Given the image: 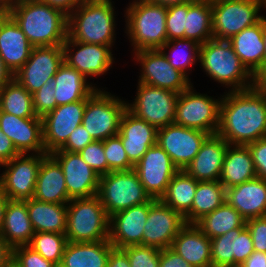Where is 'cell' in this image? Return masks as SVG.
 Listing matches in <instances>:
<instances>
[{"label": "cell", "instance_id": "obj_1", "mask_svg": "<svg viewBox=\"0 0 266 267\" xmlns=\"http://www.w3.org/2000/svg\"><path fill=\"white\" fill-rule=\"evenodd\" d=\"M217 134L229 145H247L266 137V96L256 85L225 90Z\"/></svg>", "mask_w": 266, "mask_h": 267}, {"label": "cell", "instance_id": "obj_2", "mask_svg": "<svg viewBox=\"0 0 266 267\" xmlns=\"http://www.w3.org/2000/svg\"><path fill=\"white\" fill-rule=\"evenodd\" d=\"M33 47L62 45L67 39L68 15L37 0H20L4 9Z\"/></svg>", "mask_w": 266, "mask_h": 267}, {"label": "cell", "instance_id": "obj_3", "mask_svg": "<svg viewBox=\"0 0 266 267\" xmlns=\"http://www.w3.org/2000/svg\"><path fill=\"white\" fill-rule=\"evenodd\" d=\"M114 5L112 0H84L68 15L67 37L76 42L106 45L113 49L118 14Z\"/></svg>", "mask_w": 266, "mask_h": 267}, {"label": "cell", "instance_id": "obj_4", "mask_svg": "<svg viewBox=\"0 0 266 267\" xmlns=\"http://www.w3.org/2000/svg\"><path fill=\"white\" fill-rule=\"evenodd\" d=\"M124 10L125 32L131 53L140 50L160 49L167 40V7L148 0H132Z\"/></svg>", "mask_w": 266, "mask_h": 267}, {"label": "cell", "instance_id": "obj_5", "mask_svg": "<svg viewBox=\"0 0 266 267\" xmlns=\"http://www.w3.org/2000/svg\"><path fill=\"white\" fill-rule=\"evenodd\" d=\"M200 68L211 80L228 88L244 90L255 85V77L246 69L228 40L211 39L200 45Z\"/></svg>", "mask_w": 266, "mask_h": 267}, {"label": "cell", "instance_id": "obj_6", "mask_svg": "<svg viewBox=\"0 0 266 267\" xmlns=\"http://www.w3.org/2000/svg\"><path fill=\"white\" fill-rule=\"evenodd\" d=\"M109 222L98 195L71 199L67 203L65 235L70 242L108 240Z\"/></svg>", "mask_w": 266, "mask_h": 267}, {"label": "cell", "instance_id": "obj_7", "mask_svg": "<svg viewBox=\"0 0 266 267\" xmlns=\"http://www.w3.org/2000/svg\"><path fill=\"white\" fill-rule=\"evenodd\" d=\"M104 89H96L86 99L82 120L85 130L95 141L117 135L121 117L127 109V100L106 91L105 87Z\"/></svg>", "mask_w": 266, "mask_h": 267}, {"label": "cell", "instance_id": "obj_8", "mask_svg": "<svg viewBox=\"0 0 266 267\" xmlns=\"http://www.w3.org/2000/svg\"><path fill=\"white\" fill-rule=\"evenodd\" d=\"M97 195L109 217L151 199L134 169L100 176Z\"/></svg>", "mask_w": 266, "mask_h": 267}, {"label": "cell", "instance_id": "obj_9", "mask_svg": "<svg viewBox=\"0 0 266 267\" xmlns=\"http://www.w3.org/2000/svg\"><path fill=\"white\" fill-rule=\"evenodd\" d=\"M222 95L213 98L196 92L193 83L178 96L174 124L216 134Z\"/></svg>", "mask_w": 266, "mask_h": 267}, {"label": "cell", "instance_id": "obj_10", "mask_svg": "<svg viewBox=\"0 0 266 267\" xmlns=\"http://www.w3.org/2000/svg\"><path fill=\"white\" fill-rule=\"evenodd\" d=\"M261 0H220L212 2L213 39L229 40L258 23L264 15Z\"/></svg>", "mask_w": 266, "mask_h": 267}, {"label": "cell", "instance_id": "obj_11", "mask_svg": "<svg viewBox=\"0 0 266 267\" xmlns=\"http://www.w3.org/2000/svg\"><path fill=\"white\" fill-rule=\"evenodd\" d=\"M133 101L127 100V109L147 123L160 129L173 124L179 93L137 83Z\"/></svg>", "mask_w": 266, "mask_h": 267}, {"label": "cell", "instance_id": "obj_12", "mask_svg": "<svg viewBox=\"0 0 266 267\" xmlns=\"http://www.w3.org/2000/svg\"><path fill=\"white\" fill-rule=\"evenodd\" d=\"M47 154H19L0 165V189L9 200L33 198L38 171Z\"/></svg>", "mask_w": 266, "mask_h": 267}, {"label": "cell", "instance_id": "obj_13", "mask_svg": "<svg viewBox=\"0 0 266 267\" xmlns=\"http://www.w3.org/2000/svg\"><path fill=\"white\" fill-rule=\"evenodd\" d=\"M134 63L140 64L138 83L181 93L192 82L179 70L173 68L159 49L140 50L132 53Z\"/></svg>", "mask_w": 266, "mask_h": 267}, {"label": "cell", "instance_id": "obj_14", "mask_svg": "<svg viewBox=\"0 0 266 267\" xmlns=\"http://www.w3.org/2000/svg\"><path fill=\"white\" fill-rule=\"evenodd\" d=\"M63 62L62 45L33 47L29 59L13 78L34 94L44 83L53 79Z\"/></svg>", "mask_w": 266, "mask_h": 267}, {"label": "cell", "instance_id": "obj_15", "mask_svg": "<svg viewBox=\"0 0 266 267\" xmlns=\"http://www.w3.org/2000/svg\"><path fill=\"white\" fill-rule=\"evenodd\" d=\"M62 47L64 62L82 73L87 80L106 75L115 63V54H112L110 46L76 42L67 37Z\"/></svg>", "mask_w": 266, "mask_h": 267}, {"label": "cell", "instance_id": "obj_16", "mask_svg": "<svg viewBox=\"0 0 266 267\" xmlns=\"http://www.w3.org/2000/svg\"><path fill=\"white\" fill-rule=\"evenodd\" d=\"M209 135L204 131L173 123L157 129L156 143L167 152L179 170H184Z\"/></svg>", "mask_w": 266, "mask_h": 267}, {"label": "cell", "instance_id": "obj_17", "mask_svg": "<svg viewBox=\"0 0 266 267\" xmlns=\"http://www.w3.org/2000/svg\"><path fill=\"white\" fill-rule=\"evenodd\" d=\"M184 216L161 199L152 198L144 225L143 245L158 249L170 248L174 238L186 225Z\"/></svg>", "mask_w": 266, "mask_h": 267}, {"label": "cell", "instance_id": "obj_18", "mask_svg": "<svg viewBox=\"0 0 266 267\" xmlns=\"http://www.w3.org/2000/svg\"><path fill=\"white\" fill-rule=\"evenodd\" d=\"M145 191L151 198L161 199L168 184L179 169L157 143L151 146L134 166Z\"/></svg>", "mask_w": 266, "mask_h": 267}, {"label": "cell", "instance_id": "obj_19", "mask_svg": "<svg viewBox=\"0 0 266 267\" xmlns=\"http://www.w3.org/2000/svg\"><path fill=\"white\" fill-rule=\"evenodd\" d=\"M86 99L57 106L42 118L43 143L47 154L60 149L82 124Z\"/></svg>", "mask_w": 266, "mask_h": 267}, {"label": "cell", "instance_id": "obj_20", "mask_svg": "<svg viewBox=\"0 0 266 267\" xmlns=\"http://www.w3.org/2000/svg\"><path fill=\"white\" fill-rule=\"evenodd\" d=\"M50 155L62 168L70 199L88 198L98 194L100 175L81 158L79 153L55 150Z\"/></svg>", "mask_w": 266, "mask_h": 267}, {"label": "cell", "instance_id": "obj_21", "mask_svg": "<svg viewBox=\"0 0 266 267\" xmlns=\"http://www.w3.org/2000/svg\"><path fill=\"white\" fill-rule=\"evenodd\" d=\"M152 198L110 216L108 240L114 248L123 249L132 245H143L144 225L148 217Z\"/></svg>", "mask_w": 266, "mask_h": 267}, {"label": "cell", "instance_id": "obj_22", "mask_svg": "<svg viewBox=\"0 0 266 267\" xmlns=\"http://www.w3.org/2000/svg\"><path fill=\"white\" fill-rule=\"evenodd\" d=\"M0 129L20 154H47L42 118H20L0 111Z\"/></svg>", "mask_w": 266, "mask_h": 267}, {"label": "cell", "instance_id": "obj_23", "mask_svg": "<svg viewBox=\"0 0 266 267\" xmlns=\"http://www.w3.org/2000/svg\"><path fill=\"white\" fill-rule=\"evenodd\" d=\"M253 252L252 237L246 226L211 239L212 267L243 264Z\"/></svg>", "mask_w": 266, "mask_h": 267}, {"label": "cell", "instance_id": "obj_24", "mask_svg": "<svg viewBox=\"0 0 266 267\" xmlns=\"http://www.w3.org/2000/svg\"><path fill=\"white\" fill-rule=\"evenodd\" d=\"M32 48L19 25L4 10L0 14V56L13 76L29 59Z\"/></svg>", "mask_w": 266, "mask_h": 267}, {"label": "cell", "instance_id": "obj_25", "mask_svg": "<svg viewBox=\"0 0 266 267\" xmlns=\"http://www.w3.org/2000/svg\"><path fill=\"white\" fill-rule=\"evenodd\" d=\"M130 163L135 166L157 140V129L126 109L120 120L119 133Z\"/></svg>", "mask_w": 266, "mask_h": 267}, {"label": "cell", "instance_id": "obj_26", "mask_svg": "<svg viewBox=\"0 0 266 267\" xmlns=\"http://www.w3.org/2000/svg\"><path fill=\"white\" fill-rule=\"evenodd\" d=\"M228 145L217 133L209 135L184 171L197 181H219Z\"/></svg>", "mask_w": 266, "mask_h": 267}, {"label": "cell", "instance_id": "obj_27", "mask_svg": "<svg viewBox=\"0 0 266 267\" xmlns=\"http://www.w3.org/2000/svg\"><path fill=\"white\" fill-rule=\"evenodd\" d=\"M226 202L246 220L266 216V180H253L226 189Z\"/></svg>", "mask_w": 266, "mask_h": 267}, {"label": "cell", "instance_id": "obj_28", "mask_svg": "<svg viewBox=\"0 0 266 267\" xmlns=\"http://www.w3.org/2000/svg\"><path fill=\"white\" fill-rule=\"evenodd\" d=\"M246 69L256 77L264 69L263 18L228 40Z\"/></svg>", "mask_w": 266, "mask_h": 267}, {"label": "cell", "instance_id": "obj_29", "mask_svg": "<svg viewBox=\"0 0 266 267\" xmlns=\"http://www.w3.org/2000/svg\"><path fill=\"white\" fill-rule=\"evenodd\" d=\"M192 267H212L211 239L195 224H186L170 247Z\"/></svg>", "mask_w": 266, "mask_h": 267}, {"label": "cell", "instance_id": "obj_30", "mask_svg": "<svg viewBox=\"0 0 266 267\" xmlns=\"http://www.w3.org/2000/svg\"><path fill=\"white\" fill-rule=\"evenodd\" d=\"M33 198L56 204H67L71 200L62 168L50 154L42 159Z\"/></svg>", "mask_w": 266, "mask_h": 267}, {"label": "cell", "instance_id": "obj_31", "mask_svg": "<svg viewBox=\"0 0 266 267\" xmlns=\"http://www.w3.org/2000/svg\"><path fill=\"white\" fill-rule=\"evenodd\" d=\"M52 80L58 106L87 99L96 89H100L95 83L93 84L90 80L87 81L82 73L69 67L65 62L59 67Z\"/></svg>", "mask_w": 266, "mask_h": 267}, {"label": "cell", "instance_id": "obj_32", "mask_svg": "<svg viewBox=\"0 0 266 267\" xmlns=\"http://www.w3.org/2000/svg\"><path fill=\"white\" fill-rule=\"evenodd\" d=\"M0 234L11 248L30 243L35 231L30 222L26 200L8 199Z\"/></svg>", "mask_w": 266, "mask_h": 267}, {"label": "cell", "instance_id": "obj_33", "mask_svg": "<svg viewBox=\"0 0 266 267\" xmlns=\"http://www.w3.org/2000/svg\"><path fill=\"white\" fill-rule=\"evenodd\" d=\"M114 246L109 240L96 242L68 241L58 267H106Z\"/></svg>", "mask_w": 266, "mask_h": 267}, {"label": "cell", "instance_id": "obj_34", "mask_svg": "<svg viewBox=\"0 0 266 267\" xmlns=\"http://www.w3.org/2000/svg\"><path fill=\"white\" fill-rule=\"evenodd\" d=\"M257 177L247 145H228L219 182L228 189Z\"/></svg>", "mask_w": 266, "mask_h": 267}, {"label": "cell", "instance_id": "obj_35", "mask_svg": "<svg viewBox=\"0 0 266 267\" xmlns=\"http://www.w3.org/2000/svg\"><path fill=\"white\" fill-rule=\"evenodd\" d=\"M27 211L35 233H65L67 204H56L26 199Z\"/></svg>", "mask_w": 266, "mask_h": 267}, {"label": "cell", "instance_id": "obj_36", "mask_svg": "<svg viewBox=\"0 0 266 267\" xmlns=\"http://www.w3.org/2000/svg\"><path fill=\"white\" fill-rule=\"evenodd\" d=\"M226 189L219 181H198L191 210L184 216L187 224H195L226 200Z\"/></svg>", "mask_w": 266, "mask_h": 267}, {"label": "cell", "instance_id": "obj_37", "mask_svg": "<svg viewBox=\"0 0 266 267\" xmlns=\"http://www.w3.org/2000/svg\"><path fill=\"white\" fill-rule=\"evenodd\" d=\"M184 39H192L200 45L213 39L212 3L209 0L187 3Z\"/></svg>", "mask_w": 266, "mask_h": 267}, {"label": "cell", "instance_id": "obj_38", "mask_svg": "<svg viewBox=\"0 0 266 267\" xmlns=\"http://www.w3.org/2000/svg\"><path fill=\"white\" fill-rule=\"evenodd\" d=\"M195 225L210 239H213L232 229L244 228L246 219L225 201L213 212L202 217Z\"/></svg>", "mask_w": 266, "mask_h": 267}, {"label": "cell", "instance_id": "obj_39", "mask_svg": "<svg viewBox=\"0 0 266 267\" xmlns=\"http://www.w3.org/2000/svg\"><path fill=\"white\" fill-rule=\"evenodd\" d=\"M198 181L184 170H179L170 180L161 200L173 210L185 216L192 207Z\"/></svg>", "mask_w": 266, "mask_h": 267}, {"label": "cell", "instance_id": "obj_40", "mask_svg": "<svg viewBox=\"0 0 266 267\" xmlns=\"http://www.w3.org/2000/svg\"><path fill=\"white\" fill-rule=\"evenodd\" d=\"M159 50L173 68L191 81L189 74L192 71L191 67L199 61L200 44L192 39H174L167 41Z\"/></svg>", "mask_w": 266, "mask_h": 267}, {"label": "cell", "instance_id": "obj_41", "mask_svg": "<svg viewBox=\"0 0 266 267\" xmlns=\"http://www.w3.org/2000/svg\"><path fill=\"white\" fill-rule=\"evenodd\" d=\"M1 111L20 118L37 117L33 109L32 94L12 78L0 90Z\"/></svg>", "mask_w": 266, "mask_h": 267}, {"label": "cell", "instance_id": "obj_42", "mask_svg": "<svg viewBox=\"0 0 266 267\" xmlns=\"http://www.w3.org/2000/svg\"><path fill=\"white\" fill-rule=\"evenodd\" d=\"M68 239L65 233L37 232L28 244L43 258L60 265Z\"/></svg>", "mask_w": 266, "mask_h": 267}, {"label": "cell", "instance_id": "obj_43", "mask_svg": "<svg viewBox=\"0 0 266 267\" xmlns=\"http://www.w3.org/2000/svg\"><path fill=\"white\" fill-rule=\"evenodd\" d=\"M103 147L108 164V173L134 169L118 135L103 140Z\"/></svg>", "mask_w": 266, "mask_h": 267}, {"label": "cell", "instance_id": "obj_44", "mask_svg": "<svg viewBox=\"0 0 266 267\" xmlns=\"http://www.w3.org/2000/svg\"><path fill=\"white\" fill-rule=\"evenodd\" d=\"M131 267H159L160 250L152 246L132 245L122 249Z\"/></svg>", "mask_w": 266, "mask_h": 267}, {"label": "cell", "instance_id": "obj_45", "mask_svg": "<svg viewBox=\"0 0 266 267\" xmlns=\"http://www.w3.org/2000/svg\"><path fill=\"white\" fill-rule=\"evenodd\" d=\"M187 3L167 7V40L184 39L186 27Z\"/></svg>", "mask_w": 266, "mask_h": 267}, {"label": "cell", "instance_id": "obj_46", "mask_svg": "<svg viewBox=\"0 0 266 267\" xmlns=\"http://www.w3.org/2000/svg\"><path fill=\"white\" fill-rule=\"evenodd\" d=\"M55 91L53 80H51L32 94L33 109L37 117L43 118L58 106Z\"/></svg>", "mask_w": 266, "mask_h": 267}, {"label": "cell", "instance_id": "obj_47", "mask_svg": "<svg viewBox=\"0 0 266 267\" xmlns=\"http://www.w3.org/2000/svg\"><path fill=\"white\" fill-rule=\"evenodd\" d=\"M81 158L100 176L108 174L103 141H93L79 152Z\"/></svg>", "mask_w": 266, "mask_h": 267}, {"label": "cell", "instance_id": "obj_48", "mask_svg": "<svg viewBox=\"0 0 266 267\" xmlns=\"http://www.w3.org/2000/svg\"><path fill=\"white\" fill-rule=\"evenodd\" d=\"M12 259L19 267H58L53 262L43 258L28 245H20L12 248Z\"/></svg>", "mask_w": 266, "mask_h": 267}, {"label": "cell", "instance_id": "obj_49", "mask_svg": "<svg viewBox=\"0 0 266 267\" xmlns=\"http://www.w3.org/2000/svg\"><path fill=\"white\" fill-rule=\"evenodd\" d=\"M254 251L266 253V216L246 220Z\"/></svg>", "mask_w": 266, "mask_h": 267}, {"label": "cell", "instance_id": "obj_50", "mask_svg": "<svg viewBox=\"0 0 266 267\" xmlns=\"http://www.w3.org/2000/svg\"><path fill=\"white\" fill-rule=\"evenodd\" d=\"M258 178L266 180V137L247 144Z\"/></svg>", "mask_w": 266, "mask_h": 267}, {"label": "cell", "instance_id": "obj_51", "mask_svg": "<svg viewBox=\"0 0 266 267\" xmlns=\"http://www.w3.org/2000/svg\"><path fill=\"white\" fill-rule=\"evenodd\" d=\"M93 141V138L81 124L70 134L67 142L58 150L79 153Z\"/></svg>", "mask_w": 266, "mask_h": 267}, {"label": "cell", "instance_id": "obj_52", "mask_svg": "<svg viewBox=\"0 0 266 267\" xmlns=\"http://www.w3.org/2000/svg\"><path fill=\"white\" fill-rule=\"evenodd\" d=\"M159 267H192L171 248L160 250Z\"/></svg>", "mask_w": 266, "mask_h": 267}, {"label": "cell", "instance_id": "obj_53", "mask_svg": "<svg viewBox=\"0 0 266 267\" xmlns=\"http://www.w3.org/2000/svg\"><path fill=\"white\" fill-rule=\"evenodd\" d=\"M19 154L13 142L0 129V165L11 161Z\"/></svg>", "mask_w": 266, "mask_h": 267}, {"label": "cell", "instance_id": "obj_54", "mask_svg": "<svg viewBox=\"0 0 266 267\" xmlns=\"http://www.w3.org/2000/svg\"><path fill=\"white\" fill-rule=\"evenodd\" d=\"M106 267H131L127 254L118 248H113L109 254Z\"/></svg>", "mask_w": 266, "mask_h": 267}, {"label": "cell", "instance_id": "obj_55", "mask_svg": "<svg viewBox=\"0 0 266 267\" xmlns=\"http://www.w3.org/2000/svg\"><path fill=\"white\" fill-rule=\"evenodd\" d=\"M47 3L63 11L66 15H70L84 0H37Z\"/></svg>", "mask_w": 266, "mask_h": 267}, {"label": "cell", "instance_id": "obj_56", "mask_svg": "<svg viewBox=\"0 0 266 267\" xmlns=\"http://www.w3.org/2000/svg\"><path fill=\"white\" fill-rule=\"evenodd\" d=\"M242 265L244 267H266V253L254 251Z\"/></svg>", "mask_w": 266, "mask_h": 267}, {"label": "cell", "instance_id": "obj_57", "mask_svg": "<svg viewBox=\"0 0 266 267\" xmlns=\"http://www.w3.org/2000/svg\"><path fill=\"white\" fill-rule=\"evenodd\" d=\"M12 259V248L5 242L0 234V267Z\"/></svg>", "mask_w": 266, "mask_h": 267}, {"label": "cell", "instance_id": "obj_58", "mask_svg": "<svg viewBox=\"0 0 266 267\" xmlns=\"http://www.w3.org/2000/svg\"><path fill=\"white\" fill-rule=\"evenodd\" d=\"M13 78L12 73L6 68L0 56V90Z\"/></svg>", "mask_w": 266, "mask_h": 267}, {"label": "cell", "instance_id": "obj_59", "mask_svg": "<svg viewBox=\"0 0 266 267\" xmlns=\"http://www.w3.org/2000/svg\"><path fill=\"white\" fill-rule=\"evenodd\" d=\"M255 85L266 96V67L255 77Z\"/></svg>", "mask_w": 266, "mask_h": 267}, {"label": "cell", "instance_id": "obj_60", "mask_svg": "<svg viewBox=\"0 0 266 267\" xmlns=\"http://www.w3.org/2000/svg\"><path fill=\"white\" fill-rule=\"evenodd\" d=\"M148 1L161 6L169 7L173 5L185 4L195 0H148Z\"/></svg>", "mask_w": 266, "mask_h": 267}, {"label": "cell", "instance_id": "obj_61", "mask_svg": "<svg viewBox=\"0 0 266 267\" xmlns=\"http://www.w3.org/2000/svg\"><path fill=\"white\" fill-rule=\"evenodd\" d=\"M8 198L0 189V232L4 222V212L7 205Z\"/></svg>", "mask_w": 266, "mask_h": 267}, {"label": "cell", "instance_id": "obj_62", "mask_svg": "<svg viewBox=\"0 0 266 267\" xmlns=\"http://www.w3.org/2000/svg\"><path fill=\"white\" fill-rule=\"evenodd\" d=\"M263 39L265 45V54H264V68L266 67V16L263 17Z\"/></svg>", "mask_w": 266, "mask_h": 267}, {"label": "cell", "instance_id": "obj_63", "mask_svg": "<svg viewBox=\"0 0 266 267\" xmlns=\"http://www.w3.org/2000/svg\"><path fill=\"white\" fill-rule=\"evenodd\" d=\"M3 267H19V265L11 259L7 264H5Z\"/></svg>", "mask_w": 266, "mask_h": 267}, {"label": "cell", "instance_id": "obj_64", "mask_svg": "<svg viewBox=\"0 0 266 267\" xmlns=\"http://www.w3.org/2000/svg\"><path fill=\"white\" fill-rule=\"evenodd\" d=\"M0 6H2L5 9L6 8V0H0Z\"/></svg>", "mask_w": 266, "mask_h": 267}, {"label": "cell", "instance_id": "obj_65", "mask_svg": "<svg viewBox=\"0 0 266 267\" xmlns=\"http://www.w3.org/2000/svg\"><path fill=\"white\" fill-rule=\"evenodd\" d=\"M16 1H20V0H6V7Z\"/></svg>", "mask_w": 266, "mask_h": 267}, {"label": "cell", "instance_id": "obj_66", "mask_svg": "<svg viewBox=\"0 0 266 267\" xmlns=\"http://www.w3.org/2000/svg\"><path fill=\"white\" fill-rule=\"evenodd\" d=\"M263 10H266V0H261Z\"/></svg>", "mask_w": 266, "mask_h": 267}, {"label": "cell", "instance_id": "obj_67", "mask_svg": "<svg viewBox=\"0 0 266 267\" xmlns=\"http://www.w3.org/2000/svg\"><path fill=\"white\" fill-rule=\"evenodd\" d=\"M229 267H244L242 264H239V265H232V266H229Z\"/></svg>", "mask_w": 266, "mask_h": 267}, {"label": "cell", "instance_id": "obj_68", "mask_svg": "<svg viewBox=\"0 0 266 267\" xmlns=\"http://www.w3.org/2000/svg\"><path fill=\"white\" fill-rule=\"evenodd\" d=\"M4 11V8L0 6V14Z\"/></svg>", "mask_w": 266, "mask_h": 267}, {"label": "cell", "instance_id": "obj_69", "mask_svg": "<svg viewBox=\"0 0 266 267\" xmlns=\"http://www.w3.org/2000/svg\"><path fill=\"white\" fill-rule=\"evenodd\" d=\"M209 1L212 3V2H217V1H220V0H209Z\"/></svg>", "mask_w": 266, "mask_h": 267}]
</instances>
